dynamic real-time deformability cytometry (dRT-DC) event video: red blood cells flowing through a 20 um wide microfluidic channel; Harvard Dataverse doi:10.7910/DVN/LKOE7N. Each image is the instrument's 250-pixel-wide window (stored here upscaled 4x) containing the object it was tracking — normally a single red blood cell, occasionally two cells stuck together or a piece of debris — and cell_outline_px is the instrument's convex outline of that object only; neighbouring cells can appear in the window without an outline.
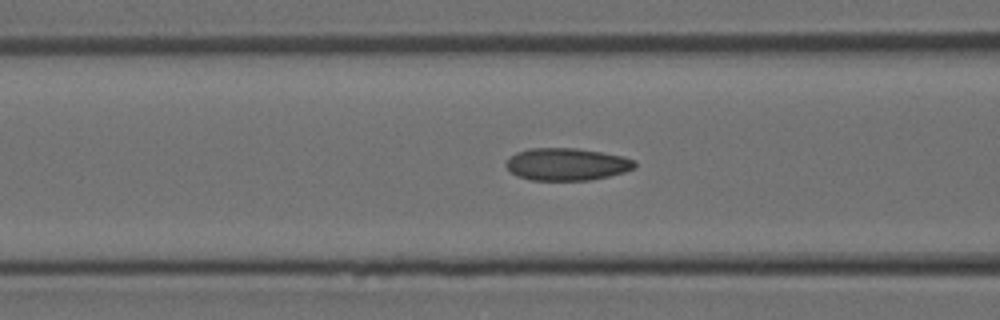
{"species": "Egyptian fruit bat (a non-hibernating species)", "species_latin": "Rousettus aegyptiacus", "temperature_condition": "room temperature", "stored_images_in_passage": 27, "camera_frame_rate_fps": 3000, "um_per_image_px": 0.085, "animal": {"sex": "female"}, "frame": {"image": 1, "passage_image": 9, "time_ms": 2.667, "image_size_px": [1000, 320], "cell_outline_px": [[636, 168], [624, 172], [608, 176], [588, 180], [532, 180], [516, 176], [504, 164], [516, 152], [528, 148], [576, 148], [624, 156], [636, 160]], "centroid_in_image_um": [48.19, 13.96], "position_along_channel_um": 118.4, "area_um2": 24.28}}
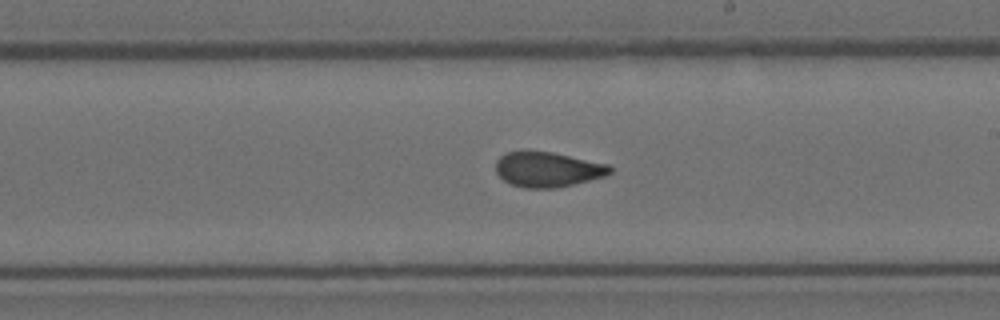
{"frame": {"image": 2, "passage_image": 17, "time_ms": 5.333, "image_size_px": [1000, 320], "cell_outline_px": [[612, 172], [604, 176], [556, 188], [524, 188], [512, 184], [504, 180], [496, 172], [496, 160], [500, 156], [508, 152], [552, 152], [608, 164], [612, 168]], "centroid_in_image_um": [46.55, 14.41], "position_along_channel_um": 242.5, "area_um2": 22.95}}
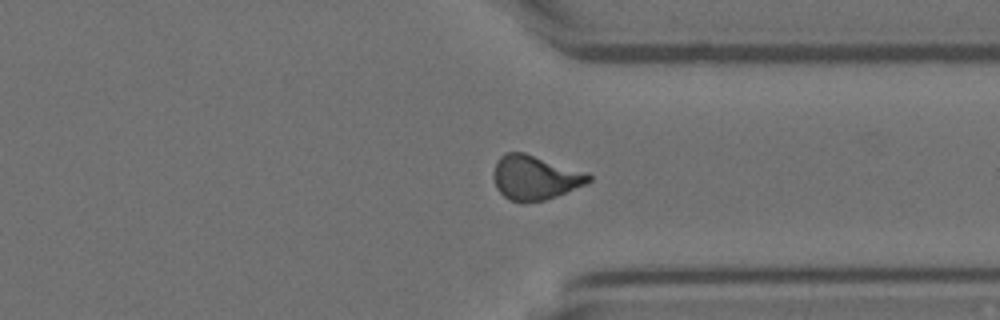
{"frame": {"image": 3, "passage_image": 25, "time_ms": 8.0, "image_size_px": [1000, 320], "cell_outline_px": [[592, 180], [584, 184], [556, 196], [544, 200], [508, 200], [496, 188], [492, 176], [496, 164], [500, 156], [508, 152], [524, 152], [588, 172], [592, 176]], "centroid_in_image_um": [45.48, 15.06], "position_along_channel_um": 365.9, "area_um2": 24.28}}